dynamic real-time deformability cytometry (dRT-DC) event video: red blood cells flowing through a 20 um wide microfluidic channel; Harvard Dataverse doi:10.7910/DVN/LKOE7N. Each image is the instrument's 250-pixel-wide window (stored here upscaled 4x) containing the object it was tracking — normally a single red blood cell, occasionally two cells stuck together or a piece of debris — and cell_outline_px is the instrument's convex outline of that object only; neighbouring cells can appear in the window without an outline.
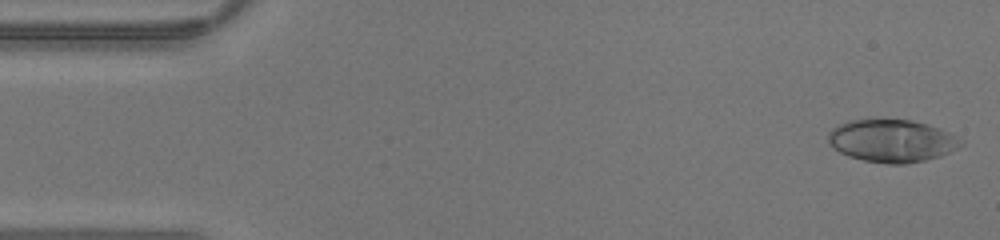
{"species": "human", "species_latin": "Homo sapiens", "temperature_condition": "warm", "stored_images_in_passage": 42, "camera_frame_rate_fps": 3000, "um_per_image_px": 0.085, "donor": {"sex": "male"}, "frame": {"image": 1, "passage_image": 1, "time_ms": 0.0, "image_size_px": [1000, 240], "cell_outline_px": [[964, 144], [940, 156], [924, 160], [904, 164], [888, 164], [864, 160], [848, 156], [832, 148], [828, 140], [828, 132], [832, 128], [848, 120], [912, 120], [928, 124], [940, 128], [964, 140]], "centroid_in_image_um": [75.8, 11.97], "position_along_channel_um": 9.2, "area_um2": 32.89}}
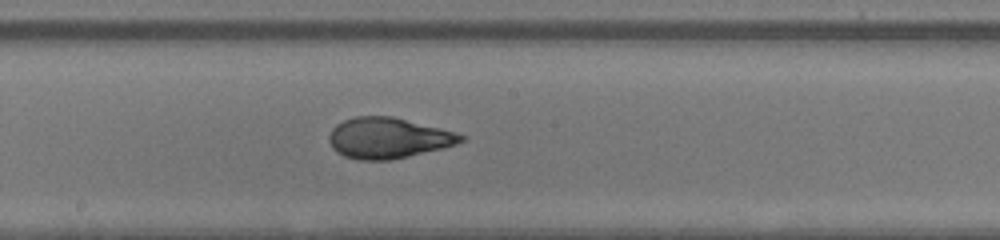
{"frame": {"image": 2, "passage_image": 22, "time_ms": 7.0, "image_size_px": [1000, 240], "cell_outline_px": [[468, 136], [464, 140], [456, 144], [444, 148], [392, 160], [360, 160], [344, 156], [336, 152], [332, 148], [328, 140], [328, 136], [332, 128], [336, 124], [344, 120], [356, 116], [392, 116], [456, 132]], "centroid_in_image_um": [32.99, 11.73], "position_along_channel_um": 215.2, "area_um2": 31.5}}
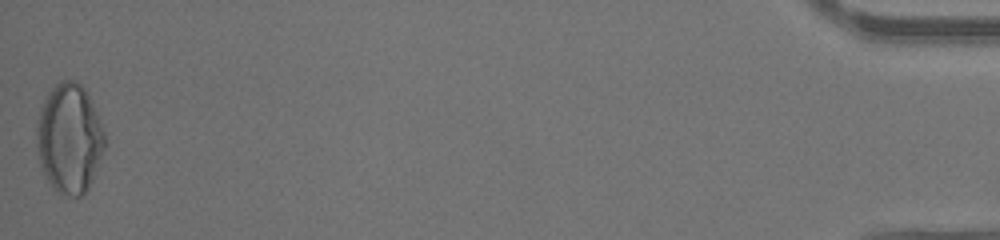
{"frame": {"image": 3, "passage_image": 42, "time_ms": 13.667, "image_size_px": [1000, 240], "cell_outline_px": [[104, 148], [92, 180], [88, 188], [80, 196], [68, 196], [56, 192], [44, 176], [40, 168], [36, 148], [36, 128], [40, 108], [48, 92], [60, 80], [76, 80], [88, 92], [104, 132]], "centroid_in_image_um": [5.86, 11.77], "position_along_channel_um": 429.3, "area_um2": 43.64}}